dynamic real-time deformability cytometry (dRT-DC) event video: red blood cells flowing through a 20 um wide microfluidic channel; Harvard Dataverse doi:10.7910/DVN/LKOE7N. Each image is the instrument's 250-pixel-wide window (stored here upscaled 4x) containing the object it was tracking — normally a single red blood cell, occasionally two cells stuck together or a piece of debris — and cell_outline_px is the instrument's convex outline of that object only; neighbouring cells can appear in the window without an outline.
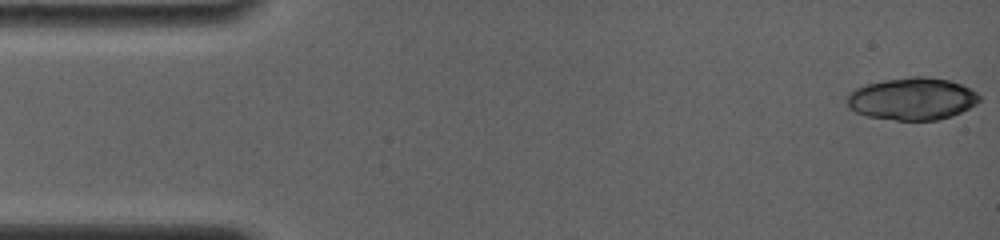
{"species": "common noctule bat (a hibernating species)", "species_latin": "Nyctalus noctula", "temperature_condition": "room temperature", "stored_images_in_passage": 7, "camera_frame_rate_fps": 4000, "um_per_image_px": 0.085, "animal": {"sex": "female", "body_mass_g": 19.0, "forearm_length_mm": 56.7}, "frame": {"image": 1, "passage_image": 1, "time_ms": 0.0, "image_size_px": [1000, 240], "cell_outline_px": [[980, 100], [976, 104], [952, 116], [936, 120], [896, 120], [868, 116], [856, 112], [848, 108], [844, 96], [848, 92], [856, 88], [868, 84], [884, 80], [912, 76], [924, 76], [948, 80], [960, 84], [976, 92], [980, 96]], "centroid_in_image_um": [77.49, 8.4], "position_along_channel_um": 7.5, "area_um2": 32.66}}